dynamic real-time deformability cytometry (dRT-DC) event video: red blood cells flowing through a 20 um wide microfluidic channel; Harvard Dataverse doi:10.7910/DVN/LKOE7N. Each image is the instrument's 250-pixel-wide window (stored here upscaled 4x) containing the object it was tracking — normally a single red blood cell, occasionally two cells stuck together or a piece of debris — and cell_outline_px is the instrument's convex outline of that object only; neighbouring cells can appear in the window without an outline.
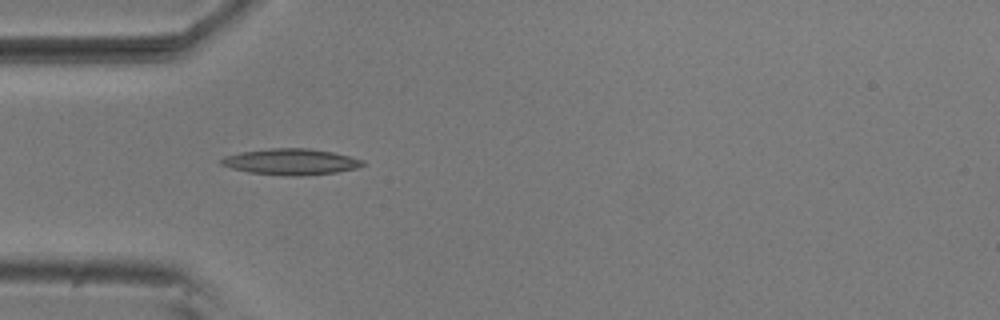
{"species": "common noctule bat (a hibernating species)", "species_latin": "Nyctalus noctula", "temperature_condition": "room temperature", "stored_images_in_passage": 3, "camera_frame_rate_fps": 3000, "um_per_image_px": 0.085, "animal": {"sex": "male", "body_mass_g": 20.5, "forearm_length_mm": 52.5}, "frame": {"image": 1, "passage_image": 2, "time_ms": 0.333, "image_size_px": [1000, 320], "cell_outline_px": [[364, 164], [356, 168], [336, 172], [300, 176], [288, 176], [248, 172], [232, 168], [220, 164], [220, 160], [224, 156], [240, 152], [272, 148], [308, 148], [332, 152], [364, 160]], "centroid_in_image_um": [24.7, 13.75], "position_along_channel_um": 60.3, "area_um2": 21.39}}
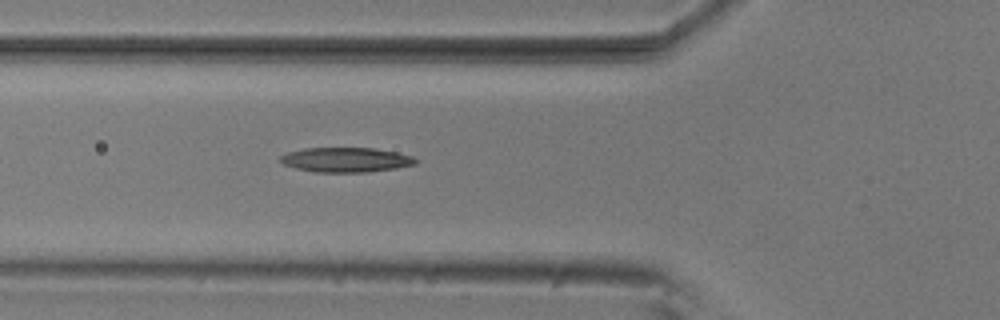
{"frame": {"image": 2, "passage_image": 3, "time_ms": 0.667, "image_size_px": [1000, 320], "cell_outline_px": [[416, 164], [396, 168], [364, 172], [316, 172], [296, 168], [284, 164], [280, 160], [280, 156], [288, 152], [304, 148], [376, 148], [396, 152], [412, 156], [416, 160]], "centroid_in_image_um": [29.4, 13.58], "position_along_channel_um": 96.4, "area_um2": 19.31}}